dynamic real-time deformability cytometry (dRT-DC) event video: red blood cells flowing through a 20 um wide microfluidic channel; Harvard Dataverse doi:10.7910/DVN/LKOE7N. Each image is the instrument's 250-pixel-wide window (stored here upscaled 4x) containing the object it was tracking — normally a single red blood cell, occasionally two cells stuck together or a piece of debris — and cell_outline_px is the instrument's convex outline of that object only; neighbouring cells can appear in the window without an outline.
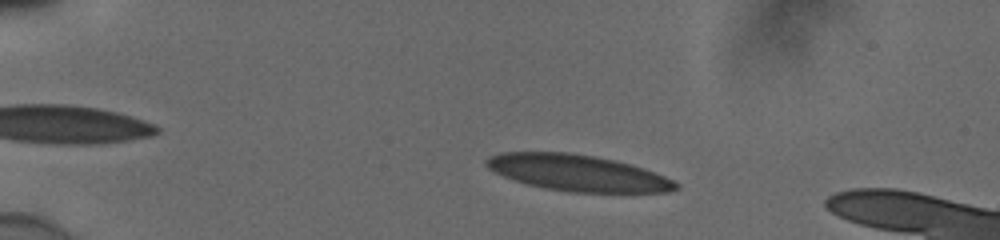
{"species": "human", "species_latin": "Homo sapiens", "temperature_condition": "cold", "stored_images_in_passage": 51, "camera_frame_rate_fps": 3000, "um_per_image_px": 0.085, "donor": {"sex": "male"}, "frame": {"image": 1, "passage_image": 9, "time_ms": 2.667, "image_size_px": [1000, 240], "cell_outline_px": [[680, 188], [668, 192], [572, 192], [544, 188], [528, 184], [504, 176], [488, 168], [484, 164], [484, 160], [488, 156], [500, 152], [572, 152], [596, 156], [616, 160], [632, 164], [644, 168], [664, 176], [680, 184]], "centroid_in_image_um": [49.11, 14.68], "position_along_channel_um": 35.9, "area_um2": 40.17}}
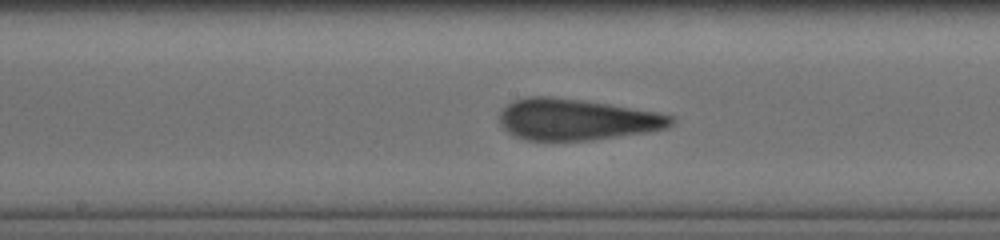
{"frame": {"image": 2, "passage_image": 27, "time_ms": 8.667, "image_size_px": [1000, 240], "cell_outline_px": [[676, 120], [668, 128], [652, 132], [592, 140], [524, 140], [512, 136], [500, 124], [500, 112], [508, 104], [516, 100], [528, 96], [548, 96], [580, 100], [608, 104], [656, 112], [676, 116]], "centroid_in_image_um": [49.05, 10.17], "position_along_channel_um": 199.2, "area_um2": 41.44}}
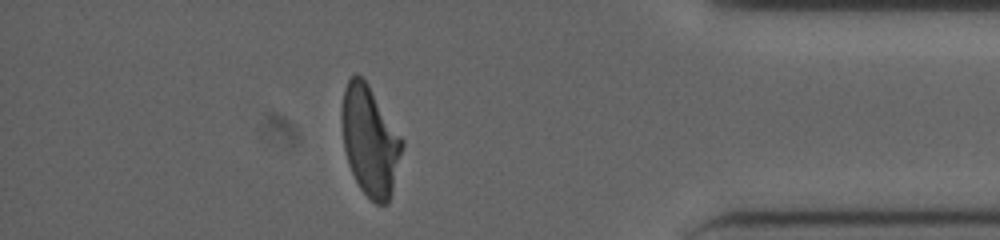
{"frame": {"image": 3, "passage_image": 45, "time_ms": 14.667, "image_size_px": [1000, 240], "cell_outline_px": [[404, 144], [388, 204], [376, 204], [360, 188], [348, 164], [344, 148], [340, 116], [340, 112], [344, 88], [348, 80], [356, 72], [368, 84], [404, 140]], "centroid_in_image_um": [31.42, 11.94], "position_along_channel_um": 403.8, "area_um2": 38.44}, "authors_computed_cell_mechanics": {"area_um2": 40.2866, "velocity_mm_per_s": 3.8754, "shape_relaxation_time_tau1_ms": 7.063, "shape_relaxation_time_tau2_ms": 1.279, "deformation_change_tau1": 0.2118, "deformation_change_tau2": 0.0952}}